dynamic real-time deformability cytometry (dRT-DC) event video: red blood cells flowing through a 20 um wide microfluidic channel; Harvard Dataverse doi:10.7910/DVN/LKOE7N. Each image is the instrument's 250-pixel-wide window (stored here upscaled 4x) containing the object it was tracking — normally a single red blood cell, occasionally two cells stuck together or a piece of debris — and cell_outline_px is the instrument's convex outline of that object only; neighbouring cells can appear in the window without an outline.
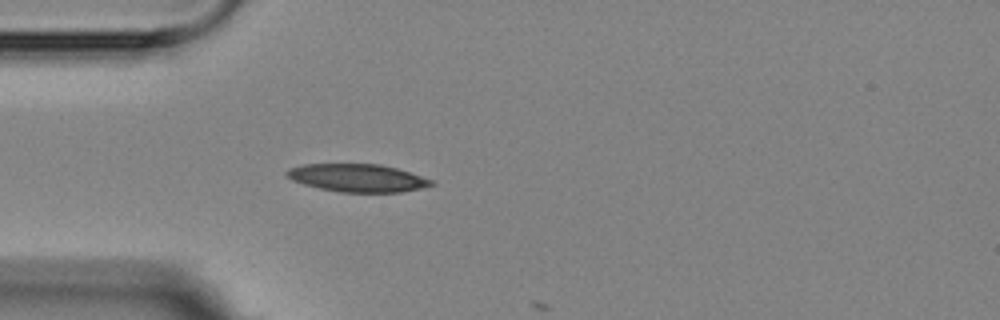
{"species": "Egyptian fruit bat (a non-hibernating species)", "species_latin": "Rousettus aegyptiacus", "temperature_condition": "room temperature", "stored_images_in_passage": 1, "camera_frame_rate_fps": 3000, "um_per_image_px": 0.085, "animal": {"sex": "female"}, "frame": {"image": 1, "passage_image": 1, "time_ms": 0.0, "image_size_px": [1000, 320], "cell_outline_px": [[436, 184], [420, 188], [400, 192], [340, 192], [320, 188], [304, 184], [292, 180], [284, 172], [288, 168], [304, 164], [380, 164], [396, 168], [436, 180]], "centroid_in_image_um": [30.42, 15.12], "position_along_channel_um": 54.6, "area_um2": 23.47}}